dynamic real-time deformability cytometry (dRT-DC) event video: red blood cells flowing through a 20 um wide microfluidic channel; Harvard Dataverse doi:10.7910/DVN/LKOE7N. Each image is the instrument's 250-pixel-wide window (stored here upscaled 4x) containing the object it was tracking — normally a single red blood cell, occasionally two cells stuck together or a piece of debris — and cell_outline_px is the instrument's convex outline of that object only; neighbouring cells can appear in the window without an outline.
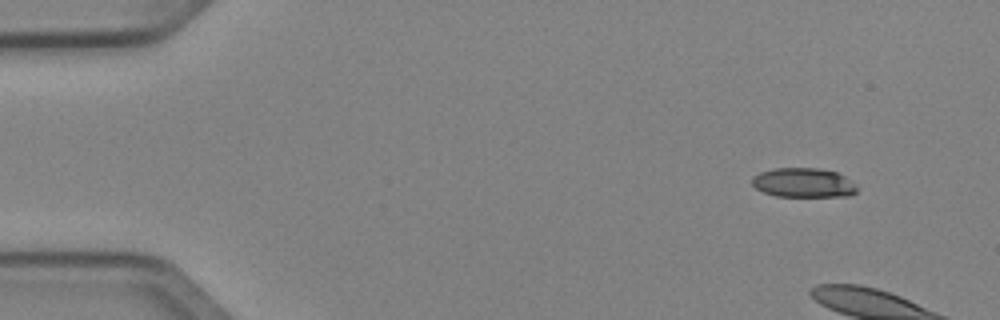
{"species": "Egyptian fruit bat (a non-hibernating species)", "species_latin": "Rousettus aegyptiacus", "temperature_condition": "cold", "stored_images_in_passage": 4, "camera_frame_rate_fps": 3000, "um_per_image_px": 0.085, "animal": {"sex": "female"}, "frame": {"image": 1, "passage_image": 1, "time_ms": 0.0, "image_size_px": [1000, 320], "cell_outline_px": [[860, 188], [852, 196], [776, 196], [764, 192], [756, 188], [752, 184], [752, 176], [760, 172], [772, 168], [820, 168], [836, 172], [844, 176], [856, 184]], "centroid_in_image_um": [68.32, 15.53], "position_along_channel_um": 16.7, "area_um2": 18.15}}